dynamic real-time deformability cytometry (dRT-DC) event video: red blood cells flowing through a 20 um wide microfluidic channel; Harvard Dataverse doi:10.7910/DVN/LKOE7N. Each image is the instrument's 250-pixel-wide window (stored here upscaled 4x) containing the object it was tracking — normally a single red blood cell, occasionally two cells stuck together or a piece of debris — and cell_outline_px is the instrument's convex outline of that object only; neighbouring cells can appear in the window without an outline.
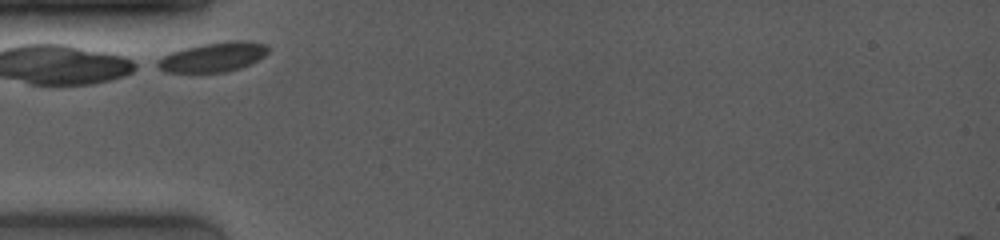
{"species": "common noctule bat (a hibernating species)", "species_latin": "Nyctalus noctula", "temperature_condition": "room temperature", "stored_images_in_passage": 8, "camera_frame_rate_fps": 4000, "um_per_image_px": 0.085, "animal": {"sex": "female", "body_mass_g": 19.0, "forearm_length_mm": 53.3}, "frame": {"image": 1, "passage_image": 1, "time_ms": 0.0, "image_size_px": [1000, 240], "cell_outline_px": [[268, 52], [264, 56], [240, 68], [224, 72], [164, 72], [152, 64], [156, 60], [172, 52], [184, 48], [200, 44], [236, 40], [248, 40], [268, 44]], "centroid_in_image_um": [18.09, 4.84], "position_along_channel_um": 66.9, "area_um2": 19.13}}